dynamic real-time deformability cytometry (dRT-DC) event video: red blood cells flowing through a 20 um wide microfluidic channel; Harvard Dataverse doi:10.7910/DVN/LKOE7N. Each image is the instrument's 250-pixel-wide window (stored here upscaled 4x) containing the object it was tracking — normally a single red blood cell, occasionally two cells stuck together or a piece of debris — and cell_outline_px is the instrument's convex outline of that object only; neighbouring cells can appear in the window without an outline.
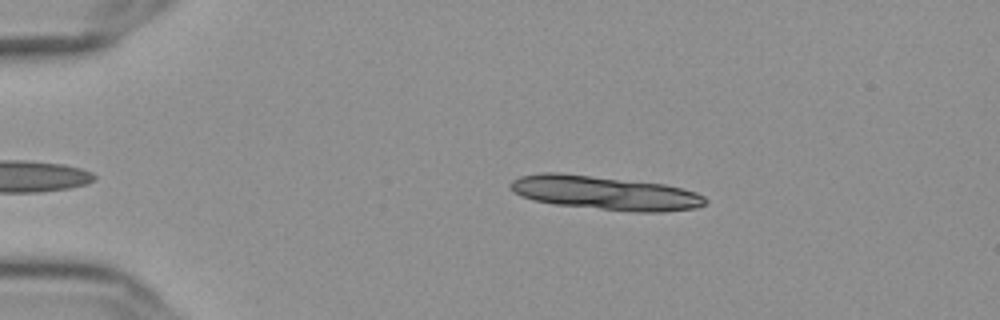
{"species": "Egyptian fruit bat (a non-hibernating species)", "species_latin": "Rousettus aegyptiacus", "temperature_condition": "cold", "stored_images_in_passage": 11, "camera_frame_rate_fps": 3000, "um_per_image_px": 0.085, "frame": {"image": 1, "passage_image": 4, "time_ms": 1.0, "image_size_px": [1000, 320], "cell_outline_px": [[708, 200], [704, 204], [696, 208], [664, 212], [636, 212], [556, 204], [536, 200], [520, 196], [508, 184], [512, 180], [520, 176], [544, 172], [556, 172], [664, 184], [696, 192], [704, 196]], "centroid_in_image_um": [51.45, 16.4], "position_along_channel_um": 33.6, "area_um2": 38.03}}